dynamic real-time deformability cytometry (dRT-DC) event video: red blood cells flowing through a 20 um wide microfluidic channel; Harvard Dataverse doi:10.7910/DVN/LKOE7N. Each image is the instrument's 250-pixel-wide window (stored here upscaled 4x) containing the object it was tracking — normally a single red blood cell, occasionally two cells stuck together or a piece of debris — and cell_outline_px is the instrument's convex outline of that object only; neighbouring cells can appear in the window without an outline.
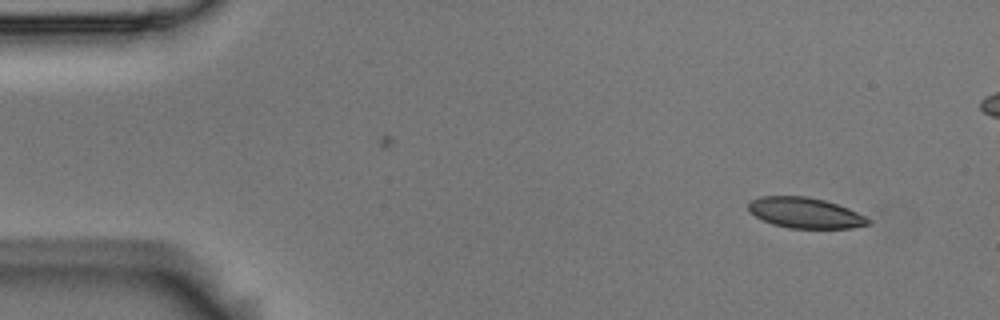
{"species": "Egyptian fruit bat (a non-hibernating species)", "species_latin": "Rousettus aegyptiacus", "temperature_condition": "room temperature", "stored_images_in_passage": 7, "camera_frame_rate_fps": 3000, "um_per_image_px": 0.085, "animal": {"sex": "male"}, "frame": {"image": 1, "passage_image": 1, "time_ms": 0.0, "image_size_px": [1000, 320], "cell_outline_px": [[872, 224], [852, 228], [788, 228], [772, 224], [748, 212], [748, 204], [752, 200], [760, 196], [808, 196], [824, 200], [848, 208], [872, 220]], "centroid_in_image_um": [68.45, 18.09], "position_along_channel_um": 16.6, "area_um2": 21.39}}
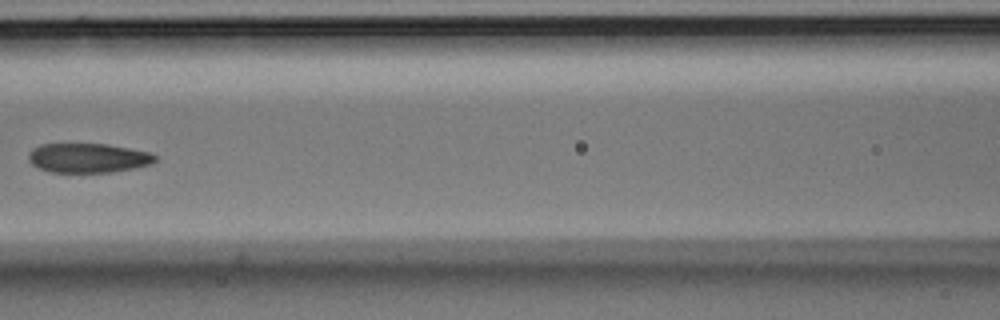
{"frame": {"image": 2, "passage_image": 6, "time_ms": 1.667, "image_size_px": [1000, 320], "cell_outline_px": [[156, 160], [152, 164], [112, 172], [52, 172], [40, 168], [32, 164], [28, 160], [28, 152], [32, 148], [40, 144], [108, 144], [148, 152], [156, 156]], "centroid_in_image_um": [7.46, 13.42], "position_along_channel_um": 159.1, "area_um2": 21.62}}
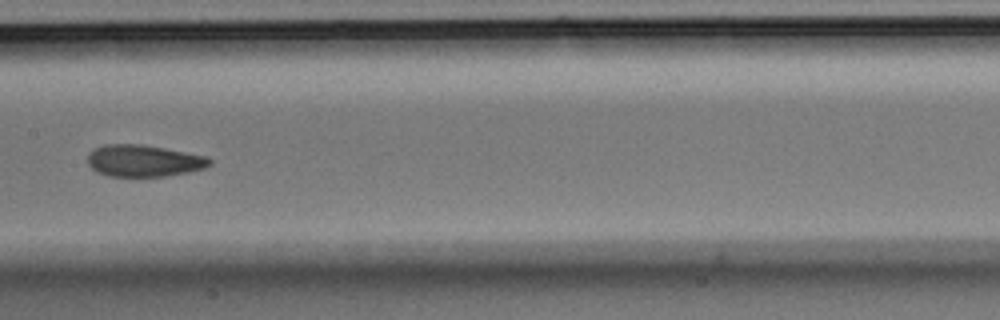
{"frame": {"image": 3, "passage_image": 7, "time_ms": 2.0, "image_size_px": [1000, 320], "cell_outline_px": [[212, 164], [204, 168], [188, 172], [164, 176], [108, 176], [96, 172], [88, 164], [88, 152], [104, 144], [140, 144], [164, 148], [208, 156], [212, 160]], "centroid_in_image_um": [12.22, 13.66], "position_along_channel_um": 195.2, "area_um2": 22.66}}